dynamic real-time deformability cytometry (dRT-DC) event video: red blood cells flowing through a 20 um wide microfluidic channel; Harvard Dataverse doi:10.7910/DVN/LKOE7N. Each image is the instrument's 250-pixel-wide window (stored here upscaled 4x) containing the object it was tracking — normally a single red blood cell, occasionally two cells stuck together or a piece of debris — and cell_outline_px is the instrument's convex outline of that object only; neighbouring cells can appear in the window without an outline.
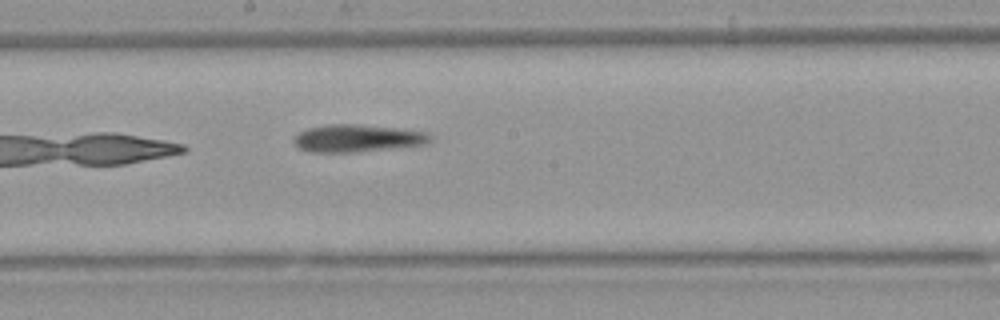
{"species": "Egyptian fruit bat (a non-hibernating species)", "species_latin": "Rousettus aegyptiacus", "temperature_condition": "warm", "stored_images_in_passage": 10, "camera_frame_rate_fps": 3000, "um_per_image_px": 0.085, "animal": {"sex": "female"}, "frame": {"image": 1, "passage_image": 10, "time_ms": 11.667, "image_size_px": [1000, 320], "cell_outline_px": [[432, 140], [424, 144], [356, 152], [312, 152], [300, 148], [292, 140], [300, 132], [308, 128], [328, 124], [356, 124], [396, 128], [428, 132], [432, 136]], "centroid_in_image_um": [30.38, 11.74], "position_along_channel_um": 217.8, "area_um2": 21.56}}